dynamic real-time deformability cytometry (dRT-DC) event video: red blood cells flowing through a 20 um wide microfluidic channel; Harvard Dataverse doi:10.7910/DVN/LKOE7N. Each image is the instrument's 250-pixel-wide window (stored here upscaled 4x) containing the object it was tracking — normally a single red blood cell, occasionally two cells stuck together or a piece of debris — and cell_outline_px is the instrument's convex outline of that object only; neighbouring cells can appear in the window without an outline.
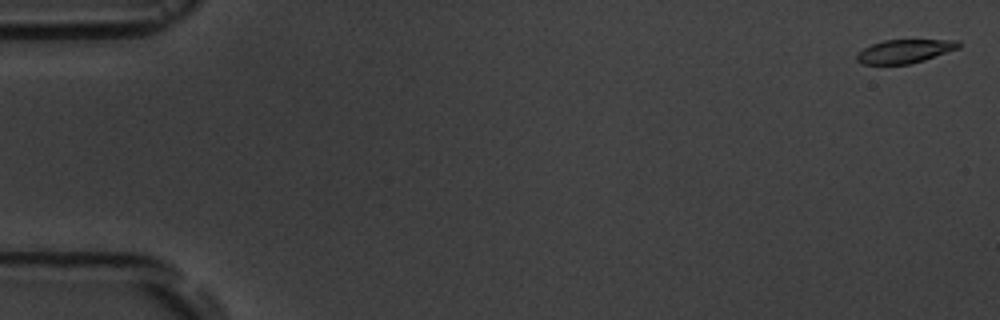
{"species": "common noctule bat (a hibernating species)", "species_latin": "Nyctalus noctula", "temperature_condition": "room temperature", "stored_images_in_passage": 10, "camera_frame_rate_fps": 3000, "um_per_image_px": 0.085, "animal": {"sex": "male", "body_mass_g": 19.5, "forearm_length_mm": 54.6}, "frame": {"image": 1, "passage_image": 1, "time_ms": 0.0, "image_size_px": [1000, 320], "cell_outline_px": [[960, 48], [924, 60], [908, 64], [860, 64], [856, 60], [856, 56], [864, 48], [872, 44], [884, 40], [960, 40]], "centroid_in_image_um": [76.91, 4.35], "position_along_channel_um": 8.1, "area_um2": 13.93}}
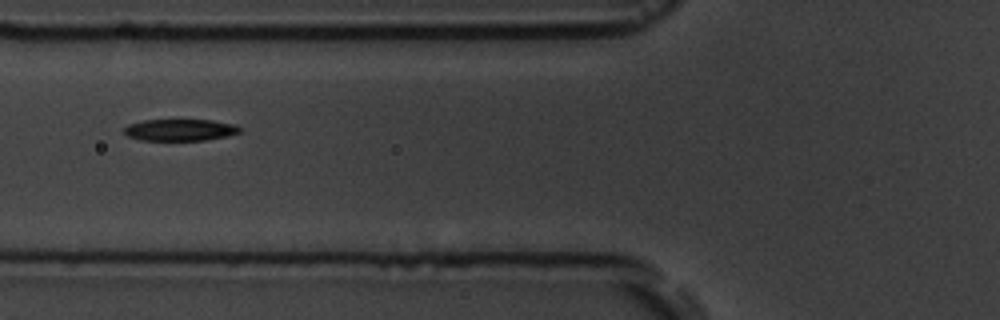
{"frame": {"image": 2, "passage_image": 7, "time_ms": 6.667, "image_size_px": [1000, 320], "cell_outline_px": [[244, 128], [240, 132], [228, 136], [204, 140], [140, 140], [128, 136], [124, 132], [124, 128], [128, 124], [144, 120], [212, 120], [236, 124]], "centroid_in_image_um": [15.35, 11.04], "position_along_channel_um": 110.4, "area_um2": 14.74}}
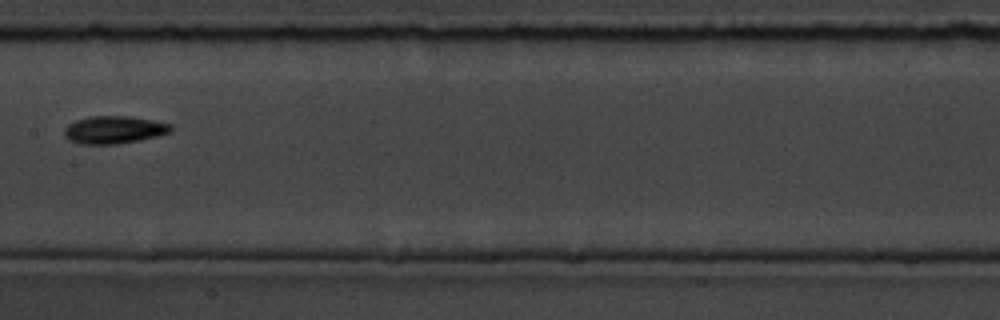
{"frame": {"image": 3, "passage_image": 9, "time_ms": 9.0, "image_size_px": [1000, 320], "cell_outline_px": [[172, 132], [140, 140], [116, 144], [80, 144], [68, 140], [64, 136], [64, 128], [68, 124], [76, 120], [88, 116], [128, 116], [152, 120], [172, 124]], "centroid_in_image_um": [9.67, 11.03], "position_along_channel_um": 197.7, "area_um2": 17.28}}